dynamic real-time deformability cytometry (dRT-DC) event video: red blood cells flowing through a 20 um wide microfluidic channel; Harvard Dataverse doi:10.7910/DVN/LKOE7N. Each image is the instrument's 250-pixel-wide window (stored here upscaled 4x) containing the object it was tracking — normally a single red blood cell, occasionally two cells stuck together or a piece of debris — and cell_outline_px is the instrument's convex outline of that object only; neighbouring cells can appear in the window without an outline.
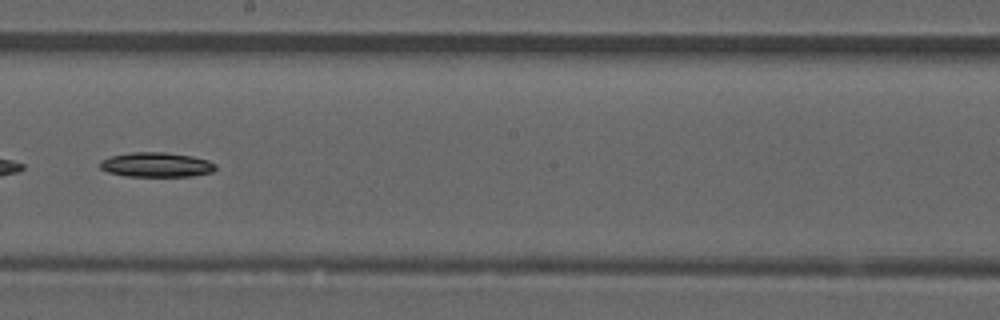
{"species": "common noctule bat (a hibernating species)", "species_latin": "Nyctalus noctula", "temperature_condition": "room temperature", "stored_images_in_passage": 52, "camera_frame_rate_fps": 3000, "um_per_image_px": 0.085, "animal": {"sex": "male", "forearm_length_mm": 52.5}, "frame": {"image": 1, "passage_image": 30, "time_ms": 9.667, "image_size_px": [1000, 320], "cell_outline_px": [[216, 168], [212, 172], [192, 176], [124, 176], [108, 172], [100, 168], [100, 160], [112, 156], [132, 152], [164, 152], [192, 156], [208, 160], [216, 164]], "centroid_in_image_um": [13.29, 14.0], "position_along_channel_um": 234.9, "area_um2": 16.59}}